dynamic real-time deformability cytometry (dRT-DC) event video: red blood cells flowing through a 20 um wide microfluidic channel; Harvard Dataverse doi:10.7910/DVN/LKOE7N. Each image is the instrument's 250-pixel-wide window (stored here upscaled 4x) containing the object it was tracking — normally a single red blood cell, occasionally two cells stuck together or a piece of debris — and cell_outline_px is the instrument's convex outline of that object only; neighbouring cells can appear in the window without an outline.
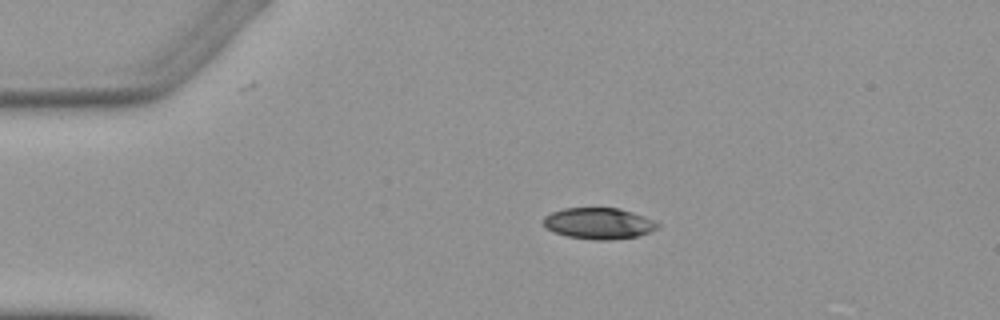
{"species": "Egyptian fruit bat (a non-hibernating species)", "species_latin": "Rousettus aegyptiacus", "temperature_condition": "warm", "stored_images_in_passage": 3, "camera_frame_rate_fps": 3000, "um_per_image_px": 0.085, "animal": {"sex": "female"}, "frame": {"image": 1, "passage_image": 3, "time_ms": 2.333, "image_size_px": [1000, 320], "cell_outline_px": [[660, 228], [640, 236], [608, 240], [596, 240], [568, 236], [552, 232], [544, 228], [540, 220], [544, 216], [552, 212], [564, 208], [620, 208], [644, 216], [660, 224]], "centroid_in_image_um": [50.86, 18.99], "position_along_channel_um": 34.1, "area_um2": 21.1}}